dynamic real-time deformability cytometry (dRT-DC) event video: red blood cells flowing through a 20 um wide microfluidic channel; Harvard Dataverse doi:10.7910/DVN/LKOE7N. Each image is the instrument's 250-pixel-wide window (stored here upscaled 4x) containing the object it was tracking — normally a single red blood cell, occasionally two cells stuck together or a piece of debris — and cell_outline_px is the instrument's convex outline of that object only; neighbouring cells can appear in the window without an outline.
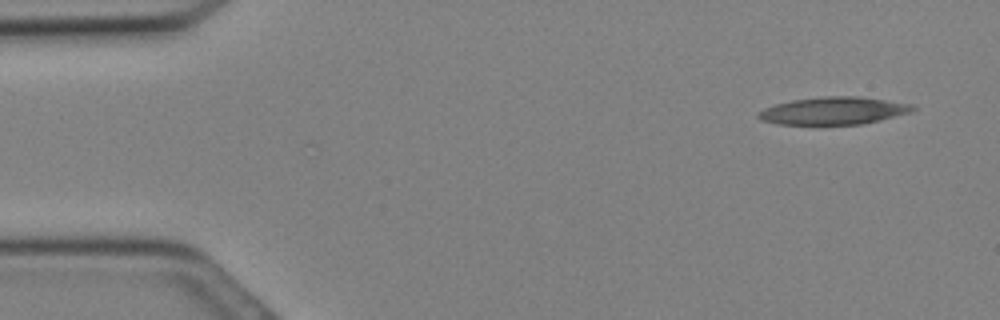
{"species": "Egyptian fruit bat (a non-hibernating species)", "species_latin": "Rousettus aegyptiacus", "temperature_condition": "cold", "stored_images_in_passage": 7, "camera_frame_rate_fps": 3000, "um_per_image_px": 0.085, "animal": {"sex": "female"}, "frame": {"image": 1, "passage_image": 2, "time_ms": 0.333, "image_size_px": [1000, 320], "cell_outline_px": [[916, 108], [912, 112], [880, 120], [860, 124], [776, 124], [760, 120], [756, 116], [756, 112], [764, 108], [776, 104], [792, 100], [824, 96], [856, 96], [916, 104]], "centroid_in_image_um": [70.85, 9.41], "position_along_channel_um": 14.1, "area_um2": 24.85}}